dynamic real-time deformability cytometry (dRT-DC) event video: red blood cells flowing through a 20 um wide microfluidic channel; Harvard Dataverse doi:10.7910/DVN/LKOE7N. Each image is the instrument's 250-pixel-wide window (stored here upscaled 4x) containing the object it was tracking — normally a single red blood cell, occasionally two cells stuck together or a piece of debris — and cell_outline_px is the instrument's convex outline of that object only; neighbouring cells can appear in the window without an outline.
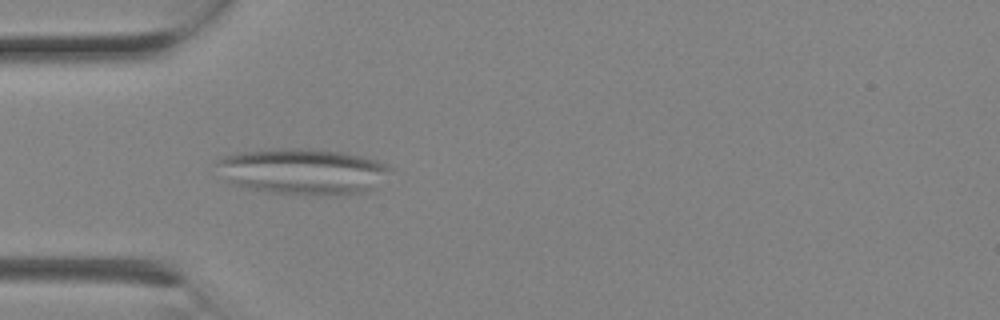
{"species": "Egyptian fruit bat (a non-hibernating species)", "species_latin": "Rousettus aegyptiacus", "temperature_condition": "room temperature", "stored_images_in_passage": 4, "camera_frame_rate_fps": 3000, "um_per_image_px": 0.085, "animal": {"sex": "female"}, "frame": {"image": 1, "passage_image": 4, "time_ms": 1.0, "image_size_px": [1000, 320], "cell_outline_px": [[392, 172], [372, 188], [364, 192], [268, 192], [248, 188], [232, 184], [228, 180], [216, 164], [216, 160], [224, 156], [236, 152], [280, 148], [312, 148], [344, 152], [376, 160], [388, 164], [392, 168]], "centroid_in_image_um": [25.72, 14.5], "position_along_channel_um": 59.3, "area_um2": 45.32}}